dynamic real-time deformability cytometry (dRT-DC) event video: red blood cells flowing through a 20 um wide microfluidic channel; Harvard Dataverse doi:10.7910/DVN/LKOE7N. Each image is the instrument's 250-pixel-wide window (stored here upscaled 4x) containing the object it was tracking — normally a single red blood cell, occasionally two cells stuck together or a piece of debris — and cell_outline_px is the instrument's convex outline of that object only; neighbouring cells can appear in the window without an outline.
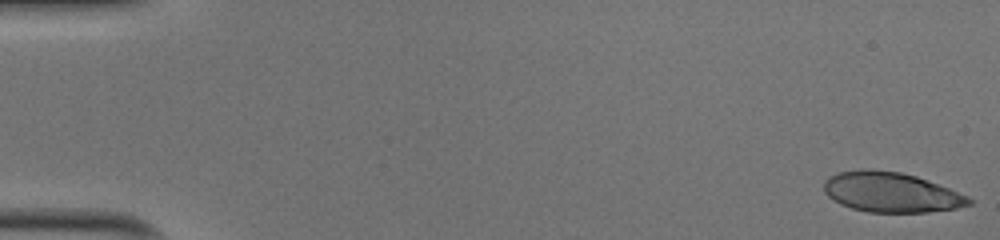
{"species": "human", "species_latin": "Homo sapiens", "temperature_condition": "cold", "stored_images_in_passage": 51, "camera_frame_rate_fps": 3000, "um_per_image_px": 0.085, "donor": {"sex": "male"}, "frame": {"image": 1, "passage_image": 1, "time_ms": 0.0, "image_size_px": [1000, 240], "cell_outline_px": [[972, 204], [956, 208], [928, 212], [868, 212], [852, 208], [840, 204], [832, 200], [824, 192], [824, 180], [828, 176], [840, 172], [864, 168], [900, 172], [916, 176], [948, 188], [968, 196], [972, 200]], "centroid_in_image_um": [75.7, 16.34], "position_along_channel_um": 9.3, "area_um2": 33.76}}
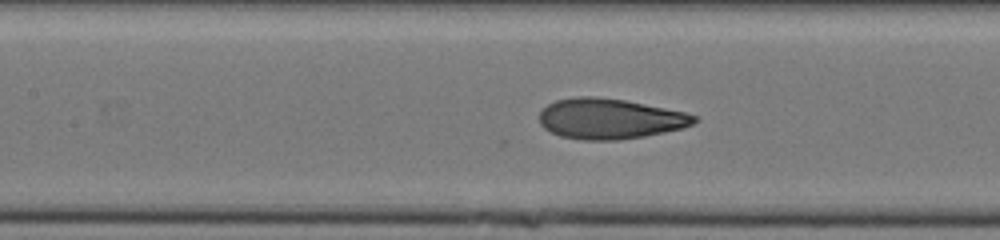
{"frame": {"image": 2, "passage_image": 24, "time_ms": 7.667, "image_size_px": [1000, 240], "cell_outline_px": [[696, 120], [692, 124], [684, 128], [644, 136], [620, 140], [584, 140], [560, 136], [544, 128], [540, 124], [540, 112], [548, 104], [556, 100], [576, 96], [592, 96], [624, 100], [684, 112], [696, 116]], "centroid_in_image_um": [51.81, 10.1], "position_along_channel_um": 155.6, "area_um2": 36.24}}
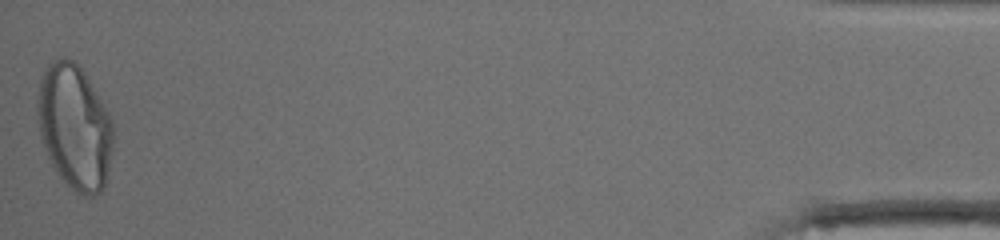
{"frame": {"image": 3, "passage_image": 51, "time_ms": 16.667, "image_size_px": [1000, 240], "cell_outline_px": [[112, 148], [108, 168], [104, 184], [100, 192], [92, 196], [84, 196], [76, 192], [60, 176], [52, 164], [44, 148], [40, 136], [36, 112], [36, 100], [40, 76], [44, 68], [48, 64], [64, 56], [72, 60], [84, 72], [108, 112], [112, 120]], "centroid_in_image_um": [6.3, 10.75], "position_along_channel_um": 428.9, "area_um2": 54.79}, "authors_computed_cell_mechanics": {"area_um2": 36.2406, "velocity_mm_per_s": 4.0195, "shape_relaxation_time_tau1_ms": 4.4231, "shape_relaxation_time_tau2_ms": 1.0671, "deformation_change_tau1": 0.2045, "deformation_change_tau2": 0.0803}}